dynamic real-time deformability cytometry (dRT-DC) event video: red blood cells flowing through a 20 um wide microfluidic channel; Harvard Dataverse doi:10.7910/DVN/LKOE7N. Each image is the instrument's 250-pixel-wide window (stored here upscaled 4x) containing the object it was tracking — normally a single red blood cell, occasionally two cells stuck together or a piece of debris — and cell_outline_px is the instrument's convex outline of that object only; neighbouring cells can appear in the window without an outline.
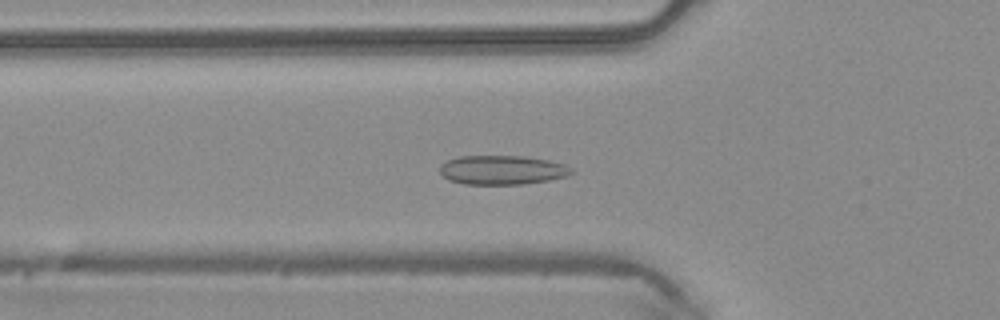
{"species": "common noctule bat (a hibernating species)", "species_latin": "Nyctalus noctula", "temperature_condition": "warm", "stored_images_in_passage": 47, "camera_frame_rate_fps": 3000, "um_per_image_px": 0.085, "animal": {"sex": "male", "body_mass_g": 20.4}, "frame": {"image": 1, "passage_image": 16, "time_ms": 5.0, "image_size_px": [1000, 320], "cell_outline_px": [[576, 172], [568, 176], [548, 180], [524, 184], [464, 184], [448, 180], [440, 172], [440, 164], [448, 160], [460, 156], [524, 156], [548, 160], [564, 164], [572, 168]], "centroid_in_image_um": [42.71, 14.45], "position_along_channel_um": 83.1, "area_um2": 22.48}}
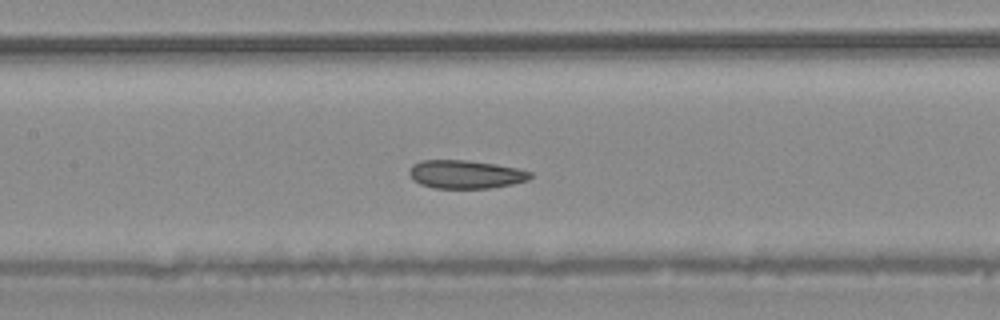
{"frame": {"image": 2, "passage_image": 22, "time_ms": 7.0, "image_size_px": [1000, 320], "cell_outline_px": [[532, 176], [528, 180], [512, 184], [488, 188], [432, 188], [420, 184], [412, 180], [408, 172], [408, 168], [412, 164], [420, 160], [464, 160], [496, 164], [516, 168], [532, 172]], "centroid_in_image_um": [39.52, 14.81], "position_along_channel_um": 167.9, "area_um2": 20.11}}
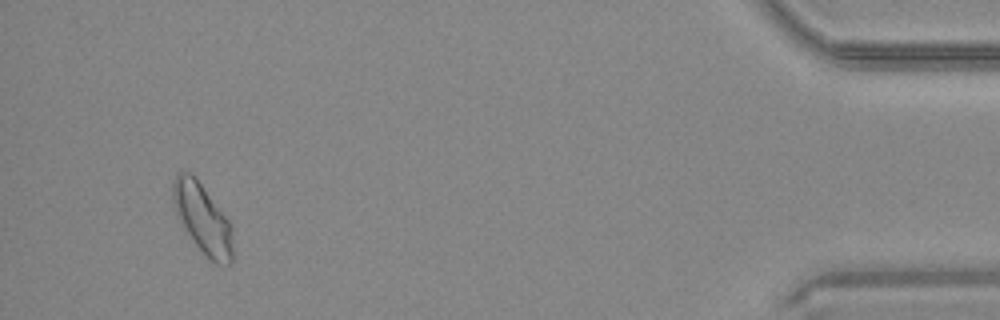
{"frame": {"image": 3, "passage_image": 45, "time_ms": 14.667, "image_size_px": [1000, 320], "cell_outline_px": [[232, 264], [216, 264], [208, 260], [184, 228], [176, 216], [172, 200], [172, 184], [176, 172], [188, 172], [196, 176], [228, 220], [232, 228]], "centroid_in_image_um": [17.19, 18.57], "position_along_channel_um": 418.0, "area_um2": 24.45}, "authors_computed_cell_mechanics": {"area_um2": 21.386, "velocity_mm_per_s": 4.1928, "shape_relaxation_time_tau1_ms": 4.8535, "shape_relaxation_time_tau2_ms": 3.5059, "deformation_change_tau1": 0.0757, "deformation_change_tau2": 0.072}}